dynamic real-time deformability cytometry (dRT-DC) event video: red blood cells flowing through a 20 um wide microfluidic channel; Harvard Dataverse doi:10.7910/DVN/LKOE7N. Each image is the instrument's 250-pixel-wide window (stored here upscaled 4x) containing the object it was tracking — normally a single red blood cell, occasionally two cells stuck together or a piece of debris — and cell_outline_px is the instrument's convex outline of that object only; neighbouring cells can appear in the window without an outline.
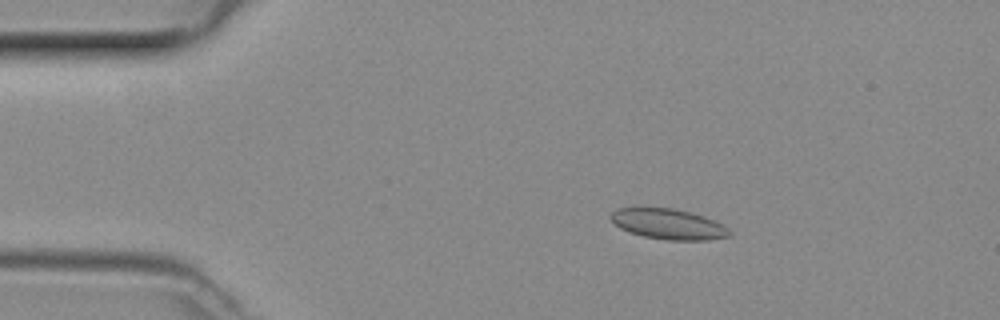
{"species": "common noctule bat (a hibernating species)", "species_latin": "Nyctalus noctula", "temperature_condition": "room temperature", "stored_images_in_passage": 48, "camera_frame_rate_fps": 3000, "um_per_image_px": 0.085, "animal": {"sex": "female", "body_mass_g": 29.2, "forearm_length_mm": 56.3}, "frame": {"image": 1, "passage_image": 8, "time_ms": 2.333, "image_size_px": [1000, 320], "cell_outline_px": [[732, 232], [728, 236], [708, 240], [668, 240], [644, 236], [628, 232], [620, 228], [608, 216], [616, 208], [640, 204], [672, 208], [704, 216], [728, 228]], "centroid_in_image_um": [56.7, 18.99], "position_along_channel_um": 28.3, "area_um2": 21.62}}
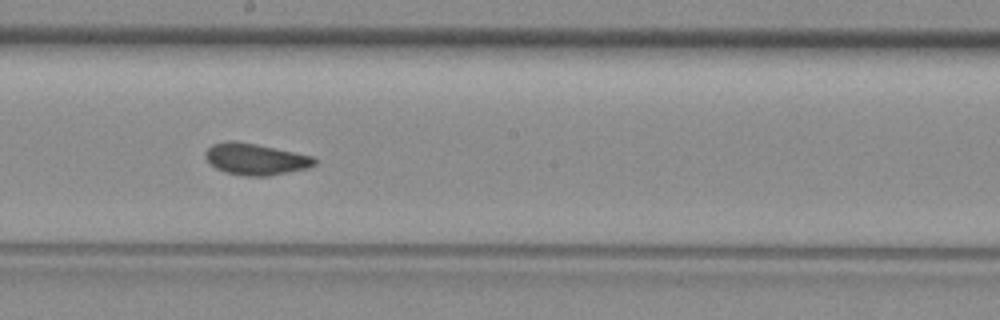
{"frame": {"image": 2, "passage_image": 26, "time_ms": 8.333, "image_size_px": [1000, 320], "cell_outline_px": [[316, 164], [308, 168], [268, 176], [244, 176], [228, 172], [216, 168], [204, 156], [204, 152], [212, 144], [228, 140], [232, 140], [256, 144], [316, 156]], "centroid_in_image_um": [21.75, 13.52], "position_along_channel_um": 226.5, "area_um2": 20.06}}
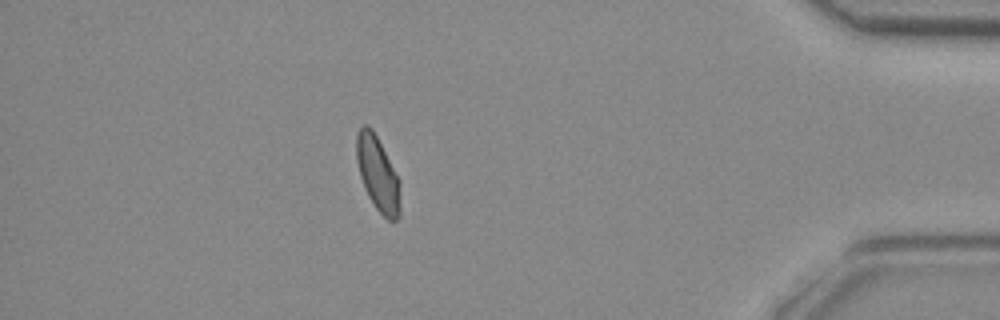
{"frame": {"image": 3, "passage_image": 42, "time_ms": 13.667, "image_size_px": [1000, 320], "cell_outline_px": [[400, 216], [396, 220], [388, 220], [376, 208], [368, 196], [364, 188], [360, 176], [356, 160], [356, 136], [360, 128], [364, 124], [368, 124], [372, 128], [400, 180]], "centroid_in_image_um": [32.11, 14.78], "position_along_channel_um": 403.1, "area_um2": 19.07}}